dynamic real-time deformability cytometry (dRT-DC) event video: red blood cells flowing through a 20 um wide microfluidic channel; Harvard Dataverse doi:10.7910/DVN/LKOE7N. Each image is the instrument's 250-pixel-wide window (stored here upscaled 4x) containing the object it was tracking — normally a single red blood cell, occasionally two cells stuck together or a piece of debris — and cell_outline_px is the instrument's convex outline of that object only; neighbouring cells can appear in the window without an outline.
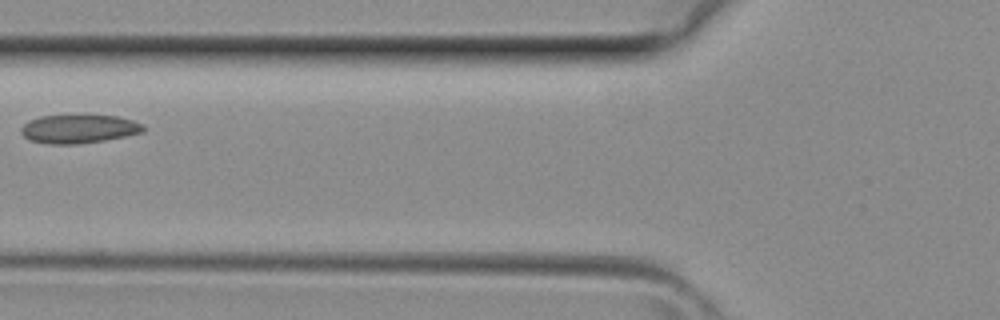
{"species": "common noctule bat (a hibernating species)", "species_latin": "Nyctalus noctula", "temperature_condition": "room temperature", "stored_images_in_passage": 3, "camera_frame_rate_fps": 3000, "um_per_image_px": 0.085, "animal": {"sex": "female", "body_mass_g": 29.2, "forearm_length_mm": 56.3}, "frame": {"image": 1, "passage_image": 3, "time_ms": 0.667, "image_size_px": [1000, 320], "cell_outline_px": [[144, 132], [104, 140], [76, 144], [48, 144], [28, 140], [20, 132], [20, 128], [28, 120], [40, 116], [120, 116], [144, 124]], "centroid_in_image_um": [6.67, 10.96], "position_along_channel_um": 119.1, "area_um2": 20.29}}